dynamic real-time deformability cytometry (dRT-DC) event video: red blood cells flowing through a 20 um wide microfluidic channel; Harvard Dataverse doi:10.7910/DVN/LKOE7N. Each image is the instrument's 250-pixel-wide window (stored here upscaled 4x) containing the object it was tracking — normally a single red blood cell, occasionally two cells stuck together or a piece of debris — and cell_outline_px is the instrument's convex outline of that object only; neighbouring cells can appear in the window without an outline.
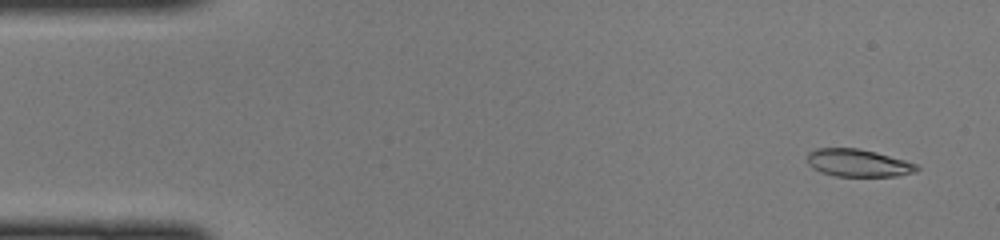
{"species": "common noctule bat (a hibernating species)", "species_latin": "Nyctalus noctula", "temperature_condition": "cold", "stored_images_in_passage": 47, "camera_frame_rate_fps": 3000, "um_per_image_px": 0.085, "animal": {"sex": "female", "body_mass_g": 22.0, "forearm_length_mm": 56.7}, "frame": {"image": 1, "passage_image": 3, "time_ms": 0.667, "image_size_px": [1000, 240], "cell_outline_px": [[920, 168], [916, 172], [896, 176], [836, 176], [820, 172], [808, 164], [808, 152], [816, 148], [856, 148], [876, 152], [904, 160], [916, 164]], "centroid_in_image_um": [72.94, 13.85], "position_along_channel_um": 12.1, "area_um2": 17.51}}
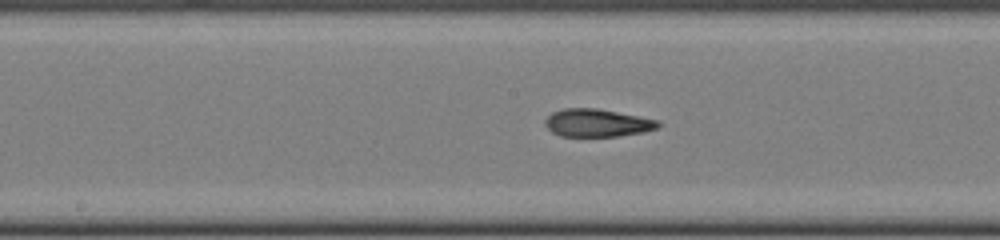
{"frame": {"image": 2, "passage_image": 24, "time_ms": 7.667, "image_size_px": [1000, 240], "cell_outline_px": [[660, 124], [656, 128], [644, 132], [616, 136], [560, 136], [552, 132], [544, 124], [544, 120], [552, 112], [564, 108], [596, 108], [660, 120]], "centroid_in_image_um": [50.74, 10.44], "position_along_channel_um": 197.5, "area_um2": 18.26}}
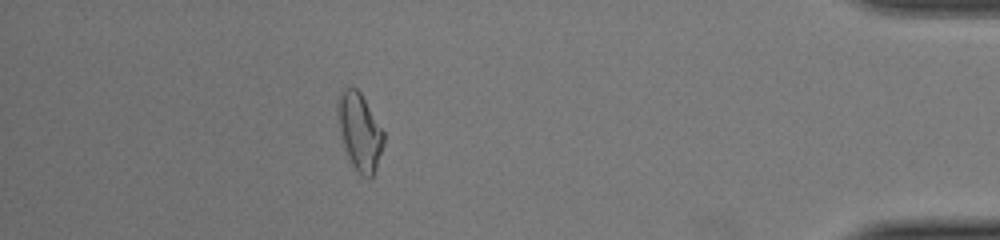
{"frame": {"image": 3, "passage_image": 42, "time_ms": 13.667, "image_size_px": [1000, 240], "cell_outline_px": [[384, 144], [376, 168], [372, 176], [368, 180], [352, 164], [344, 152], [340, 132], [336, 108], [336, 100], [344, 88], [348, 84], [356, 88], [360, 92], [384, 132]], "centroid_in_image_um": [30.54, 11.16], "position_along_channel_um": 404.7, "area_um2": 20.81}}